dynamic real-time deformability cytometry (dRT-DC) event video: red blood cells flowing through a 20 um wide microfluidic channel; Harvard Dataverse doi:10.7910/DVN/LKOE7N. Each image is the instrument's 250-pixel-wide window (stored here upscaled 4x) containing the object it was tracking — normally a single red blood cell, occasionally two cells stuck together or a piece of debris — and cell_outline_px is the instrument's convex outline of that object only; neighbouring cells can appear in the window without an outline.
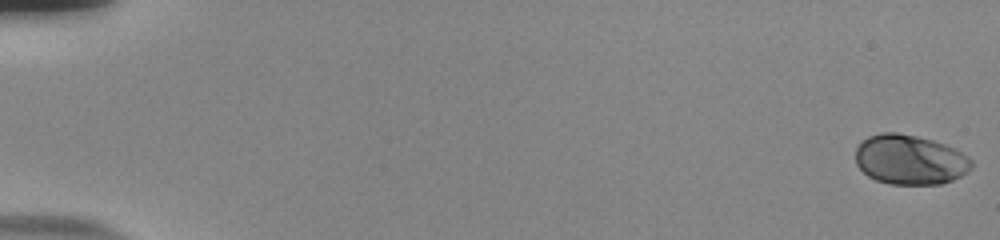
{"species": "human", "species_latin": "Homo sapiens", "temperature_condition": "room temperature", "stored_images_in_passage": 56, "camera_frame_rate_fps": 3000, "um_per_image_px": 0.085, "donor": {"sex": "male"}, "frame": {"image": 1, "passage_image": 1, "time_ms": 0.0, "image_size_px": [1000, 240], "cell_outline_px": [[972, 164], [960, 176], [952, 180], [940, 184], [888, 184], [876, 180], [868, 176], [856, 164], [856, 148], [868, 136], [880, 132], [896, 132], [916, 136], [932, 140], [944, 144], [968, 156], [972, 160]], "centroid_in_image_um": [77.3, 13.57], "position_along_channel_um": 7.7, "area_um2": 33.35}}
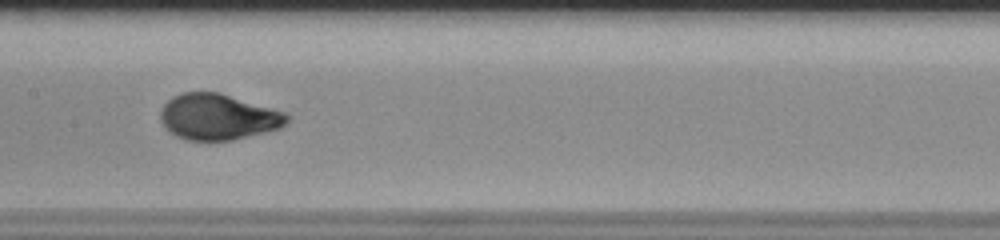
{"frame": {"image": 2, "passage_image": 30, "time_ms": 9.667, "image_size_px": [1000, 240], "cell_outline_px": [[288, 120], [280, 128], [232, 140], [184, 140], [168, 132], [160, 120], [160, 108], [172, 96], [180, 92], [220, 92], [288, 112]], "centroid_in_image_um": [18.51, 9.92], "position_along_channel_um": 188.9, "area_um2": 34.22}}
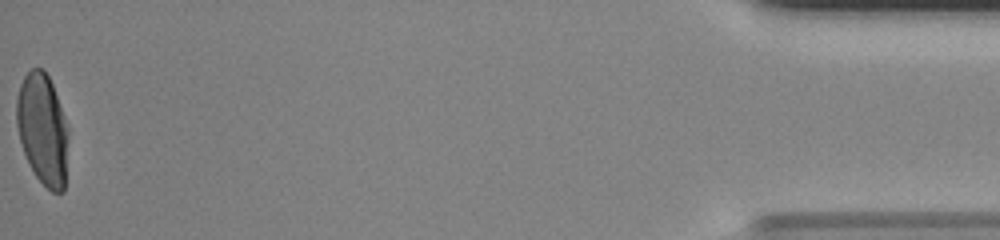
{"frame": {"image": 3, "passage_image": 56, "time_ms": 18.333, "image_size_px": [1000, 240], "cell_outline_px": [[68, 136], [64, 192], [52, 192], [36, 176], [28, 164], [20, 140], [16, 124], [16, 100], [20, 84], [24, 76], [32, 68], [44, 68], [52, 84], [64, 116], [68, 128]], "centroid_in_image_um": [3.61, 10.97], "position_along_channel_um": 431.6, "area_um2": 33.47}, "authors_computed_cell_mechanics": {"area_um2": 33.6685, "velocity_mm_per_s": 3.8028, "shape_relaxation_time_tau1_ms": 4.311, "shape_relaxation_time_tau2_ms": null, "deformation_change_tau1": 0.1791, "deformation_change_tau2": null}}